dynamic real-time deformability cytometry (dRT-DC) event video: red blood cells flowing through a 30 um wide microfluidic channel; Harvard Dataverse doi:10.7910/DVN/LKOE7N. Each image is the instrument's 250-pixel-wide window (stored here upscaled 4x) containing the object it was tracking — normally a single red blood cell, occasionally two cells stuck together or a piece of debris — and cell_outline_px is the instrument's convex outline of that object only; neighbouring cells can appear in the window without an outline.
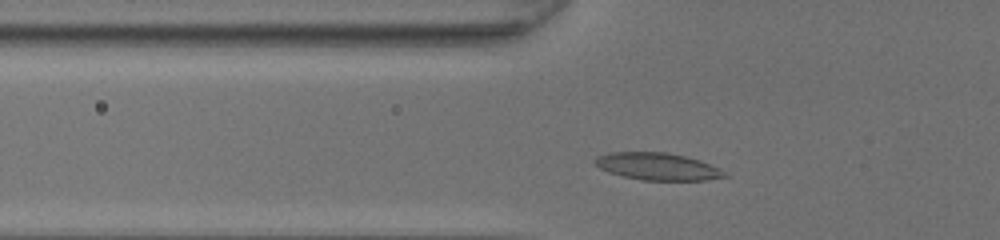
{"species": "common noctule bat (a hibernating species)", "species_latin": "Nyctalus noctula", "temperature_condition": "room temperature", "stored_images_in_passage": 30, "camera_frame_rate_fps": 3000, "um_per_image_px": 0.085, "animal": {"sex": "female", "body_mass_g": 20.0, "forearm_length_mm": 54.0}, "frame": {"image": 1, "passage_image": 5, "time_ms": 1.333, "image_size_px": [1000, 240], "cell_outline_px": [[728, 176], [708, 180], [644, 180], [624, 176], [608, 172], [600, 168], [592, 160], [596, 156], [612, 152], [668, 152], [700, 160], [724, 172]], "centroid_in_image_um": [55.85, 14.14], "position_along_channel_um": 70.0, "area_um2": 20.35}}
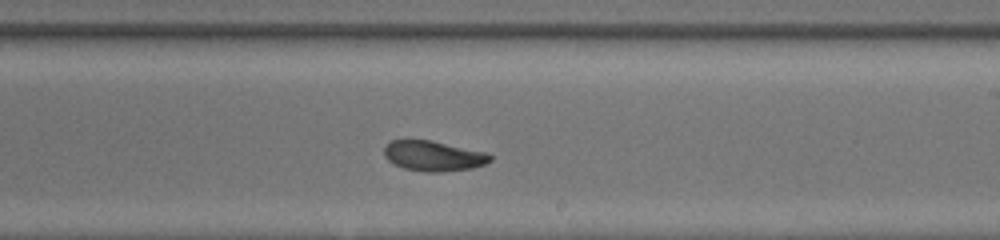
{"frame": {"image": 2, "passage_image": 18, "time_ms": 5.667, "image_size_px": [1000, 240], "cell_outline_px": [[492, 160], [484, 164], [472, 168], [440, 172], [424, 172], [404, 168], [392, 164], [384, 156], [384, 148], [392, 140], [432, 140], [488, 152], [492, 156]], "centroid_in_image_um": [36.86, 13.25], "position_along_channel_um": 252.1, "area_um2": 18.84}}
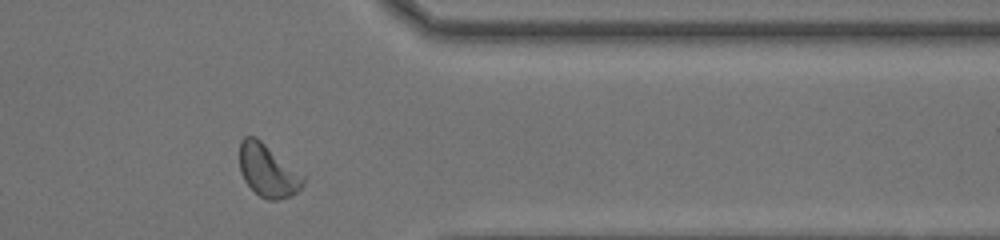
{"frame": {"image": 3, "passage_image": 28, "time_ms": 9.0, "image_size_px": [1000, 240], "cell_outline_px": [[304, 184], [292, 196], [276, 200], [268, 200], [260, 196], [244, 180], [240, 172], [240, 140], [244, 136], [256, 136], [304, 176]], "centroid_in_image_um": [22.75, 14.5], "position_along_channel_um": 388.6, "area_um2": 19.31}, "authors_computed_cell_mechanics": {"area_um2": 19.1607, "velocity_mm_per_s": 4.2836, "shape_relaxation_time_tau1_ms": null, "shape_relaxation_time_tau2_ms": 2.0883, "deformation_change_tau1": null, "deformation_change_tau2": 0.0756}}